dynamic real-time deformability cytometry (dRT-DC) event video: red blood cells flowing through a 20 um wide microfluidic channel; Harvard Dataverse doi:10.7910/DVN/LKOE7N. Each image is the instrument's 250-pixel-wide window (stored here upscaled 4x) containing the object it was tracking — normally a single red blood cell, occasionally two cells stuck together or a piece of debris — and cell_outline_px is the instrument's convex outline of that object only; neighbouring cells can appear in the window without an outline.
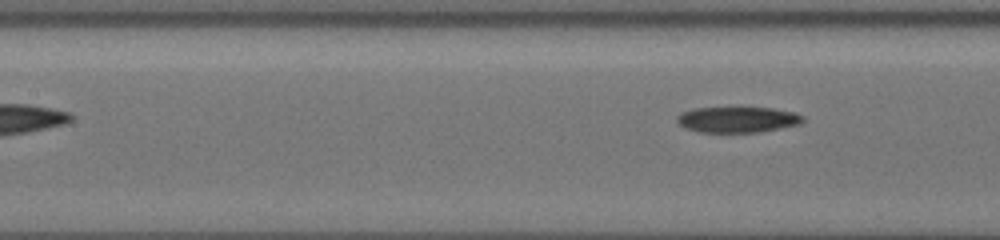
{"species": "common noctule bat (a hibernating species)", "species_latin": "Nyctalus noctula", "temperature_condition": "cold", "stored_images_in_passage": 24, "segment_of_instrument_passage": [2, 2], "camera_frame_rate_fps": 3000, "um_per_image_px": 0.085, "animal": {"sex": "female", "body_mass_g": 19.5, "forearm_length_mm": 54.1}, "frame": {"image": 1, "passage_image": 24, "time_ms": 6.667, "image_size_px": [1000, 240], "cell_outline_px": [[804, 120], [800, 124], [760, 132], [704, 132], [688, 128], [680, 124], [676, 120], [676, 116], [680, 112], [692, 108], [772, 108], [792, 112], [804, 116]], "centroid_in_image_um": [62.69, 10.16], "position_along_channel_um": 144.7, "area_um2": 18.73}}